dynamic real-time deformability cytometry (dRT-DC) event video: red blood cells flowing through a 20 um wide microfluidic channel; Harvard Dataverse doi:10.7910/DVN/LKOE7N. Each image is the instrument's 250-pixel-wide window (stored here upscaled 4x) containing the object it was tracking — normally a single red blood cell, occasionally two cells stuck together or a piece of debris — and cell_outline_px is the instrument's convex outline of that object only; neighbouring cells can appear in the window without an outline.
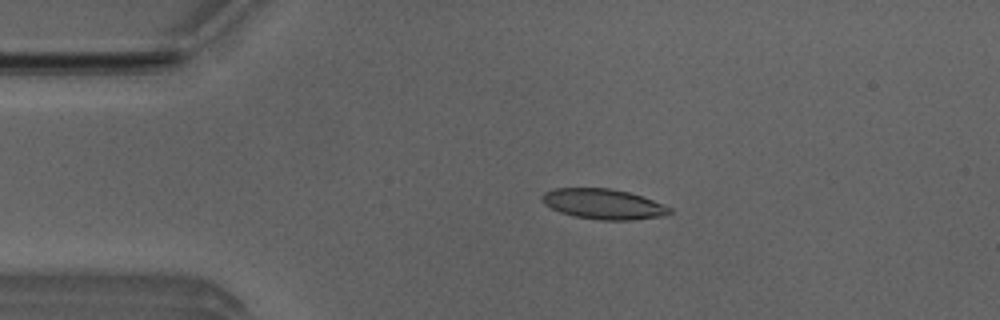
{"species": "Egyptian fruit bat (a non-hibernating species)", "species_latin": "Rousettus aegyptiacus", "temperature_condition": "room temperature", "stored_images_in_passage": 4, "camera_frame_rate_fps": 3000, "um_per_image_px": 0.085, "animal": {"sex": "male"}, "frame": {"image": 1, "passage_image": 3, "time_ms": 0.667, "image_size_px": [1000, 320], "cell_outline_px": [[672, 212], [668, 216], [632, 220], [600, 220], [576, 216], [560, 212], [544, 204], [544, 192], [556, 188], [608, 188], [628, 192], [664, 204], [672, 208]], "centroid_in_image_um": [51.36, 17.35], "position_along_channel_um": 33.6, "area_um2": 22.37}}